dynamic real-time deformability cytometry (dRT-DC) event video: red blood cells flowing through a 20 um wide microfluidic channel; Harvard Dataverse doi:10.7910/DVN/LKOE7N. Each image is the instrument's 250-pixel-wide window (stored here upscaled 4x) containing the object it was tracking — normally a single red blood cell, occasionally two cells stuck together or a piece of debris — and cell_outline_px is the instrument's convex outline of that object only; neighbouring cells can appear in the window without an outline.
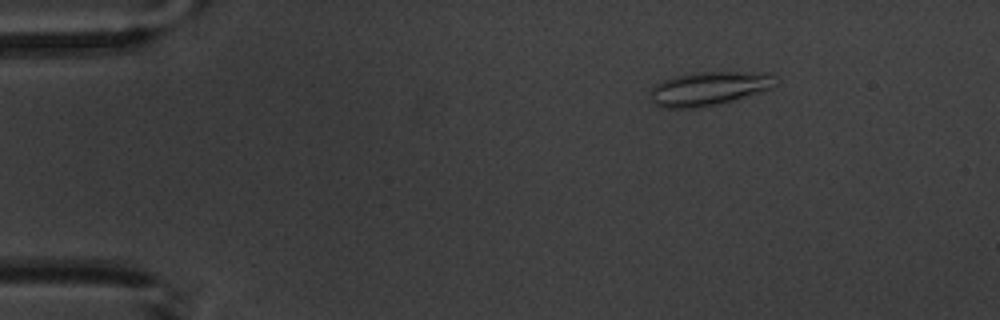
{"species": "common noctule bat (a hibernating species)", "species_latin": "Nyctalus noctula", "temperature_condition": "warm", "stored_images_in_passage": 5, "camera_frame_rate_fps": 3000, "um_per_image_px": 0.085, "animal": {"sex": "male", "body_mass_g": 20.1, "forearm_length_mm": 53.5}, "frame": {"image": 1, "passage_image": 3, "time_ms": 2.0, "image_size_px": [1000, 320], "cell_outline_px": [[776, 84], [772, 88], [720, 104], [696, 108], [660, 108], [652, 104], [652, 88], [656, 84], [664, 80], [676, 76], [700, 72], [768, 72], [772, 76]], "centroid_in_image_um": [60.24, 7.54], "position_along_channel_um": 24.8, "area_um2": 24.51}}